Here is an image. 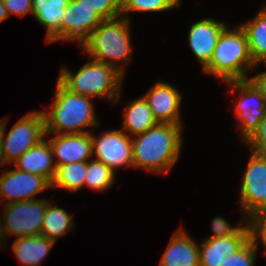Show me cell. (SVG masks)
Returning <instances> with one entry per match:
<instances>
[{
    "mask_svg": "<svg viewBox=\"0 0 266 266\" xmlns=\"http://www.w3.org/2000/svg\"><path fill=\"white\" fill-rule=\"evenodd\" d=\"M183 126L157 123L132 139L133 167L167 174L176 164L183 141Z\"/></svg>",
    "mask_w": 266,
    "mask_h": 266,
    "instance_id": "6da1fadb",
    "label": "cell"
},
{
    "mask_svg": "<svg viewBox=\"0 0 266 266\" xmlns=\"http://www.w3.org/2000/svg\"><path fill=\"white\" fill-rule=\"evenodd\" d=\"M53 94L54 101L50 103L47 111H43L45 136L90 133L88 128L100 126L92 103L94 98L71 92L58 80Z\"/></svg>",
    "mask_w": 266,
    "mask_h": 266,
    "instance_id": "7a4b0ae2",
    "label": "cell"
},
{
    "mask_svg": "<svg viewBox=\"0 0 266 266\" xmlns=\"http://www.w3.org/2000/svg\"><path fill=\"white\" fill-rule=\"evenodd\" d=\"M130 28V20L122 16L103 20L80 47L90 58L114 67L125 77L133 52Z\"/></svg>",
    "mask_w": 266,
    "mask_h": 266,
    "instance_id": "3957f363",
    "label": "cell"
},
{
    "mask_svg": "<svg viewBox=\"0 0 266 266\" xmlns=\"http://www.w3.org/2000/svg\"><path fill=\"white\" fill-rule=\"evenodd\" d=\"M228 27L219 36L210 62L202 68L206 74L220 78L224 83L248 79V71L255 66L244 29L240 24L234 29Z\"/></svg>",
    "mask_w": 266,
    "mask_h": 266,
    "instance_id": "277c9868",
    "label": "cell"
},
{
    "mask_svg": "<svg viewBox=\"0 0 266 266\" xmlns=\"http://www.w3.org/2000/svg\"><path fill=\"white\" fill-rule=\"evenodd\" d=\"M124 76L114 67L91 58L76 72L61 67L58 81L76 94L103 98L115 104L121 97Z\"/></svg>",
    "mask_w": 266,
    "mask_h": 266,
    "instance_id": "5b68a950",
    "label": "cell"
},
{
    "mask_svg": "<svg viewBox=\"0 0 266 266\" xmlns=\"http://www.w3.org/2000/svg\"><path fill=\"white\" fill-rule=\"evenodd\" d=\"M0 127L5 165L16 162L25 151L45 138V118L42 110L24 115L8 133H6L7 120L4 118L0 120Z\"/></svg>",
    "mask_w": 266,
    "mask_h": 266,
    "instance_id": "8992f818",
    "label": "cell"
},
{
    "mask_svg": "<svg viewBox=\"0 0 266 266\" xmlns=\"http://www.w3.org/2000/svg\"><path fill=\"white\" fill-rule=\"evenodd\" d=\"M48 202L46 199H31L3 204L2 224L6 238L10 235L17 238L41 235L43 217Z\"/></svg>",
    "mask_w": 266,
    "mask_h": 266,
    "instance_id": "52a82bcc",
    "label": "cell"
},
{
    "mask_svg": "<svg viewBox=\"0 0 266 266\" xmlns=\"http://www.w3.org/2000/svg\"><path fill=\"white\" fill-rule=\"evenodd\" d=\"M225 83L231 87L230 91L233 94L239 93L240 97L235 101L234 114L240 122L238 127L245 143L258 129L260 120L266 115V100L249 79Z\"/></svg>",
    "mask_w": 266,
    "mask_h": 266,
    "instance_id": "ba28073f",
    "label": "cell"
},
{
    "mask_svg": "<svg viewBox=\"0 0 266 266\" xmlns=\"http://www.w3.org/2000/svg\"><path fill=\"white\" fill-rule=\"evenodd\" d=\"M240 186V209L248 220L266 210V155L250 152Z\"/></svg>",
    "mask_w": 266,
    "mask_h": 266,
    "instance_id": "9c48e42d",
    "label": "cell"
},
{
    "mask_svg": "<svg viewBox=\"0 0 266 266\" xmlns=\"http://www.w3.org/2000/svg\"><path fill=\"white\" fill-rule=\"evenodd\" d=\"M92 139L93 159L103 162L115 174L117 168H133L132 139L122 130H108Z\"/></svg>",
    "mask_w": 266,
    "mask_h": 266,
    "instance_id": "30bf717a",
    "label": "cell"
},
{
    "mask_svg": "<svg viewBox=\"0 0 266 266\" xmlns=\"http://www.w3.org/2000/svg\"><path fill=\"white\" fill-rule=\"evenodd\" d=\"M48 188L51 183L46 178L16 168L0 175V199L4 204L38 199L35 196Z\"/></svg>",
    "mask_w": 266,
    "mask_h": 266,
    "instance_id": "8fae6325",
    "label": "cell"
},
{
    "mask_svg": "<svg viewBox=\"0 0 266 266\" xmlns=\"http://www.w3.org/2000/svg\"><path fill=\"white\" fill-rule=\"evenodd\" d=\"M179 90L168 82L158 81L143 95L154 119L158 123L182 125L180 105L182 96Z\"/></svg>",
    "mask_w": 266,
    "mask_h": 266,
    "instance_id": "7c38bea8",
    "label": "cell"
},
{
    "mask_svg": "<svg viewBox=\"0 0 266 266\" xmlns=\"http://www.w3.org/2000/svg\"><path fill=\"white\" fill-rule=\"evenodd\" d=\"M102 21L96 12L77 0H69L60 23V41H76L80 46Z\"/></svg>",
    "mask_w": 266,
    "mask_h": 266,
    "instance_id": "4fadbf2b",
    "label": "cell"
},
{
    "mask_svg": "<svg viewBox=\"0 0 266 266\" xmlns=\"http://www.w3.org/2000/svg\"><path fill=\"white\" fill-rule=\"evenodd\" d=\"M251 239L250 223L237 233L220 238H205L199 244V266H220Z\"/></svg>",
    "mask_w": 266,
    "mask_h": 266,
    "instance_id": "5bb4252c",
    "label": "cell"
},
{
    "mask_svg": "<svg viewBox=\"0 0 266 266\" xmlns=\"http://www.w3.org/2000/svg\"><path fill=\"white\" fill-rule=\"evenodd\" d=\"M57 167L73 162H87L93 157L90 133L55 134L47 139Z\"/></svg>",
    "mask_w": 266,
    "mask_h": 266,
    "instance_id": "9a60e30c",
    "label": "cell"
},
{
    "mask_svg": "<svg viewBox=\"0 0 266 266\" xmlns=\"http://www.w3.org/2000/svg\"><path fill=\"white\" fill-rule=\"evenodd\" d=\"M228 26L224 21L205 18L192 23L188 32L189 47L196 59L204 68L212 57L219 36Z\"/></svg>",
    "mask_w": 266,
    "mask_h": 266,
    "instance_id": "2e32d148",
    "label": "cell"
},
{
    "mask_svg": "<svg viewBox=\"0 0 266 266\" xmlns=\"http://www.w3.org/2000/svg\"><path fill=\"white\" fill-rule=\"evenodd\" d=\"M159 266H199V244L178 228L161 257Z\"/></svg>",
    "mask_w": 266,
    "mask_h": 266,
    "instance_id": "e0dca14e",
    "label": "cell"
},
{
    "mask_svg": "<svg viewBox=\"0 0 266 266\" xmlns=\"http://www.w3.org/2000/svg\"><path fill=\"white\" fill-rule=\"evenodd\" d=\"M47 137L36 146L25 151L19 159L13 163L18 170L40 175L50 183L56 173L53 151Z\"/></svg>",
    "mask_w": 266,
    "mask_h": 266,
    "instance_id": "ac0fdd59",
    "label": "cell"
},
{
    "mask_svg": "<svg viewBox=\"0 0 266 266\" xmlns=\"http://www.w3.org/2000/svg\"><path fill=\"white\" fill-rule=\"evenodd\" d=\"M33 17L47 29L45 43L60 41V23L69 0H32Z\"/></svg>",
    "mask_w": 266,
    "mask_h": 266,
    "instance_id": "d6986e66",
    "label": "cell"
},
{
    "mask_svg": "<svg viewBox=\"0 0 266 266\" xmlns=\"http://www.w3.org/2000/svg\"><path fill=\"white\" fill-rule=\"evenodd\" d=\"M56 242L42 235L16 238L12 250L18 261L25 266H41ZM41 263V264H40Z\"/></svg>",
    "mask_w": 266,
    "mask_h": 266,
    "instance_id": "ffe728a7",
    "label": "cell"
},
{
    "mask_svg": "<svg viewBox=\"0 0 266 266\" xmlns=\"http://www.w3.org/2000/svg\"><path fill=\"white\" fill-rule=\"evenodd\" d=\"M123 113L122 131L128 136L143 133L155 126L158 122L154 119L146 99L140 96L129 103H125Z\"/></svg>",
    "mask_w": 266,
    "mask_h": 266,
    "instance_id": "44dd1931",
    "label": "cell"
},
{
    "mask_svg": "<svg viewBox=\"0 0 266 266\" xmlns=\"http://www.w3.org/2000/svg\"><path fill=\"white\" fill-rule=\"evenodd\" d=\"M240 26L247 35L249 52L256 68L266 62V5L263 4L253 19Z\"/></svg>",
    "mask_w": 266,
    "mask_h": 266,
    "instance_id": "7402d4cb",
    "label": "cell"
},
{
    "mask_svg": "<svg viewBox=\"0 0 266 266\" xmlns=\"http://www.w3.org/2000/svg\"><path fill=\"white\" fill-rule=\"evenodd\" d=\"M75 226L71 215L61 207L53 206L49 200L43 217L41 235L56 242Z\"/></svg>",
    "mask_w": 266,
    "mask_h": 266,
    "instance_id": "603a6c76",
    "label": "cell"
},
{
    "mask_svg": "<svg viewBox=\"0 0 266 266\" xmlns=\"http://www.w3.org/2000/svg\"><path fill=\"white\" fill-rule=\"evenodd\" d=\"M87 162H73L56 168L51 188L68 189L69 192H78L84 186L87 175Z\"/></svg>",
    "mask_w": 266,
    "mask_h": 266,
    "instance_id": "cb8c5ba5",
    "label": "cell"
},
{
    "mask_svg": "<svg viewBox=\"0 0 266 266\" xmlns=\"http://www.w3.org/2000/svg\"><path fill=\"white\" fill-rule=\"evenodd\" d=\"M86 173L84 186L86 185L96 192L105 191L114 184L115 173L103 162L96 159L87 161Z\"/></svg>",
    "mask_w": 266,
    "mask_h": 266,
    "instance_id": "d4e9b609",
    "label": "cell"
},
{
    "mask_svg": "<svg viewBox=\"0 0 266 266\" xmlns=\"http://www.w3.org/2000/svg\"><path fill=\"white\" fill-rule=\"evenodd\" d=\"M181 0H121V16L130 20V12H163L179 6Z\"/></svg>",
    "mask_w": 266,
    "mask_h": 266,
    "instance_id": "484cf974",
    "label": "cell"
},
{
    "mask_svg": "<svg viewBox=\"0 0 266 266\" xmlns=\"http://www.w3.org/2000/svg\"><path fill=\"white\" fill-rule=\"evenodd\" d=\"M96 12L103 20L121 17V0H77Z\"/></svg>",
    "mask_w": 266,
    "mask_h": 266,
    "instance_id": "4316f807",
    "label": "cell"
},
{
    "mask_svg": "<svg viewBox=\"0 0 266 266\" xmlns=\"http://www.w3.org/2000/svg\"><path fill=\"white\" fill-rule=\"evenodd\" d=\"M258 246L251 238L241 249L231 257L226 256L220 266H254Z\"/></svg>",
    "mask_w": 266,
    "mask_h": 266,
    "instance_id": "83f0119b",
    "label": "cell"
},
{
    "mask_svg": "<svg viewBox=\"0 0 266 266\" xmlns=\"http://www.w3.org/2000/svg\"><path fill=\"white\" fill-rule=\"evenodd\" d=\"M240 220H241L240 223L236 227L235 226L232 227V225H230V223L226 221L225 218L220 216L214 217L212 220V228H211L213 234L207 238L213 239V238H220L228 235L237 234L245 226L244 222L245 223L249 222L247 218H243Z\"/></svg>",
    "mask_w": 266,
    "mask_h": 266,
    "instance_id": "f1b7e54d",
    "label": "cell"
},
{
    "mask_svg": "<svg viewBox=\"0 0 266 266\" xmlns=\"http://www.w3.org/2000/svg\"><path fill=\"white\" fill-rule=\"evenodd\" d=\"M251 226V238L255 241L257 246L259 242L266 251V210L256 213L249 219Z\"/></svg>",
    "mask_w": 266,
    "mask_h": 266,
    "instance_id": "f546056e",
    "label": "cell"
},
{
    "mask_svg": "<svg viewBox=\"0 0 266 266\" xmlns=\"http://www.w3.org/2000/svg\"><path fill=\"white\" fill-rule=\"evenodd\" d=\"M251 151L261 155H266V115L260 120L258 129L245 142Z\"/></svg>",
    "mask_w": 266,
    "mask_h": 266,
    "instance_id": "4dcf8cb0",
    "label": "cell"
},
{
    "mask_svg": "<svg viewBox=\"0 0 266 266\" xmlns=\"http://www.w3.org/2000/svg\"><path fill=\"white\" fill-rule=\"evenodd\" d=\"M8 16H24L26 14H33L32 0H2Z\"/></svg>",
    "mask_w": 266,
    "mask_h": 266,
    "instance_id": "1f68e13d",
    "label": "cell"
},
{
    "mask_svg": "<svg viewBox=\"0 0 266 266\" xmlns=\"http://www.w3.org/2000/svg\"><path fill=\"white\" fill-rule=\"evenodd\" d=\"M266 65V62H265ZM255 76H250L248 79L256 86V88L261 92L262 96L266 100V71L257 72Z\"/></svg>",
    "mask_w": 266,
    "mask_h": 266,
    "instance_id": "d6a6232c",
    "label": "cell"
},
{
    "mask_svg": "<svg viewBox=\"0 0 266 266\" xmlns=\"http://www.w3.org/2000/svg\"><path fill=\"white\" fill-rule=\"evenodd\" d=\"M7 10L5 9L2 0H0V23L8 18Z\"/></svg>",
    "mask_w": 266,
    "mask_h": 266,
    "instance_id": "836d02e7",
    "label": "cell"
},
{
    "mask_svg": "<svg viewBox=\"0 0 266 266\" xmlns=\"http://www.w3.org/2000/svg\"><path fill=\"white\" fill-rule=\"evenodd\" d=\"M5 166L3 151H2V129L0 127V167Z\"/></svg>",
    "mask_w": 266,
    "mask_h": 266,
    "instance_id": "e575fe53",
    "label": "cell"
},
{
    "mask_svg": "<svg viewBox=\"0 0 266 266\" xmlns=\"http://www.w3.org/2000/svg\"><path fill=\"white\" fill-rule=\"evenodd\" d=\"M1 220L2 219L0 218V248H2L1 244L6 242V236H5V233H4V227H3V224L1 222Z\"/></svg>",
    "mask_w": 266,
    "mask_h": 266,
    "instance_id": "d590c367",
    "label": "cell"
}]
</instances>
